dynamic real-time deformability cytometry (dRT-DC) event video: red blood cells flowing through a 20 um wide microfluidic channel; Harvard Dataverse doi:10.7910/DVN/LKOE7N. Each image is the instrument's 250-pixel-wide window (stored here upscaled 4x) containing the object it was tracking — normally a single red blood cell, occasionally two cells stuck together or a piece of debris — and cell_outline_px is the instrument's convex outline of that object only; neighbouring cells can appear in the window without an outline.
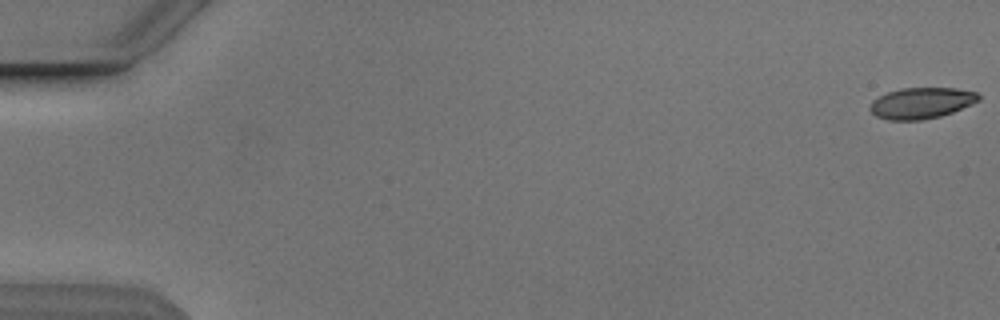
{"species": "Egyptian fruit bat (a non-hibernating species)", "species_latin": "Rousettus aegyptiacus", "temperature_condition": "cold", "stored_images_in_passage": 7, "camera_frame_rate_fps": 3000, "um_per_image_px": 0.085, "animal": {"sex": "male"}, "frame": {"image": 1, "passage_image": 1, "time_ms": 0.0, "image_size_px": [1000, 320], "cell_outline_px": [[980, 100], [972, 104], [952, 112], [940, 116], [920, 120], [888, 120], [876, 116], [868, 108], [872, 100], [888, 92], [900, 88], [956, 88], [976, 92], [980, 96]], "centroid_in_image_um": [78.3, 8.76], "position_along_channel_um": 6.7, "area_um2": 19.65}}